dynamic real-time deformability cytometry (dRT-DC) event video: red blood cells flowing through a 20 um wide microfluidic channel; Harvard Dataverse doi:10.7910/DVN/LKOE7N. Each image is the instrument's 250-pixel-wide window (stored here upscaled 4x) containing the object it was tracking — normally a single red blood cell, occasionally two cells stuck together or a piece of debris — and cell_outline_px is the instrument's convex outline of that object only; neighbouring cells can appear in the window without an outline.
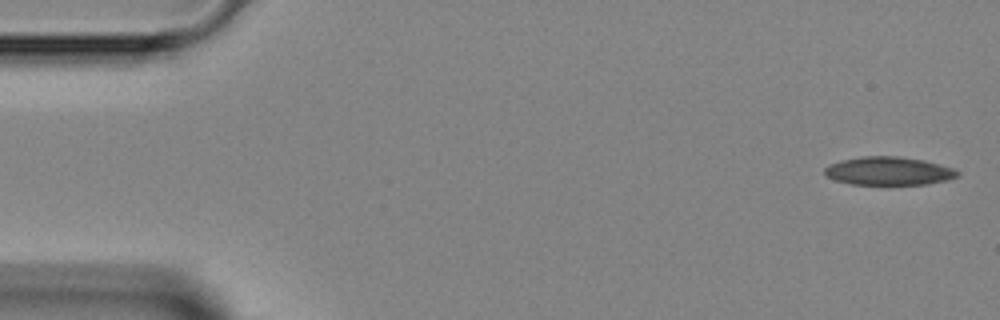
{"species": "Egyptian fruit bat (a non-hibernating species)", "species_latin": "Rousettus aegyptiacus", "temperature_condition": "room temperature", "stored_images_in_passage": 5, "segment_of_instrument_passage": [2, 2], "camera_frame_rate_fps": 3000, "um_per_image_px": 0.085, "animal": {"sex": "female"}, "frame": {"image": 1, "passage_image": 5, "time_ms": 5.667, "image_size_px": [1000, 320], "cell_outline_px": [[960, 176], [948, 180], [928, 184], [852, 184], [836, 180], [828, 176], [824, 172], [824, 168], [828, 164], [840, 160], [860, 156], [900, 156], [924, 160], [952, 168], [960, 172]], "centroid_in_image_um": [75.55, 14.52], "position_along_channel_um": 9.5, "area_um2": 21.96}}